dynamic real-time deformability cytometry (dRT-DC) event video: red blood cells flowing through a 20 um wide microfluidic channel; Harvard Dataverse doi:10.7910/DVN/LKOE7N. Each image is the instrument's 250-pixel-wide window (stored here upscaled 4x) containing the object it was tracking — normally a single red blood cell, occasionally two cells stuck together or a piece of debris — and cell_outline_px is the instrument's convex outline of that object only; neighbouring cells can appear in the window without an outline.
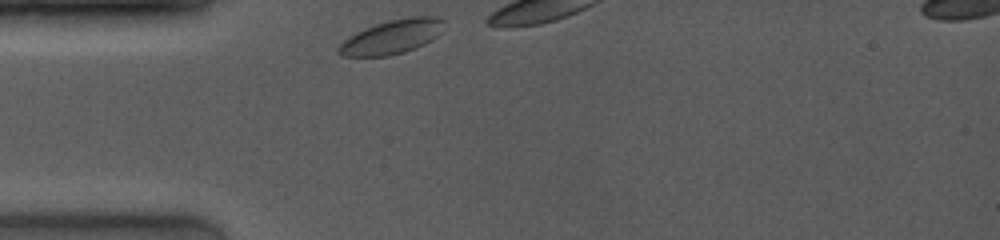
{"species": "common noctule bat (a hibernating species)", "species_latin": "Nyctalus noctula", "temperature_condition": "room temperature", "stored_images_in_passage": 11, "camera_frame_rate_fps": 4000, "um_per_image_px": 0.085, "animal": {"sex": "female", "body_mass_g": 19.0, "forearm_length_mm": 53.3}, "frame": {"image": 1, "passage_image": 1, "time_ms": 0.0, "image_size_px": [1000, 240], "cell_outline_px": [[444, 20], [440, 32], [432, 40], [416, 48], [404, 52], [388, 56], [340, 56], [336, 52], [336, 48], [348, 36], [364, 28], [388, 20], [412, 16], [440, 16]], "centroid_in_image_um": [33.29, 3.13], "position_along_channel_um": 51.7, "area_um2": 21.1}}